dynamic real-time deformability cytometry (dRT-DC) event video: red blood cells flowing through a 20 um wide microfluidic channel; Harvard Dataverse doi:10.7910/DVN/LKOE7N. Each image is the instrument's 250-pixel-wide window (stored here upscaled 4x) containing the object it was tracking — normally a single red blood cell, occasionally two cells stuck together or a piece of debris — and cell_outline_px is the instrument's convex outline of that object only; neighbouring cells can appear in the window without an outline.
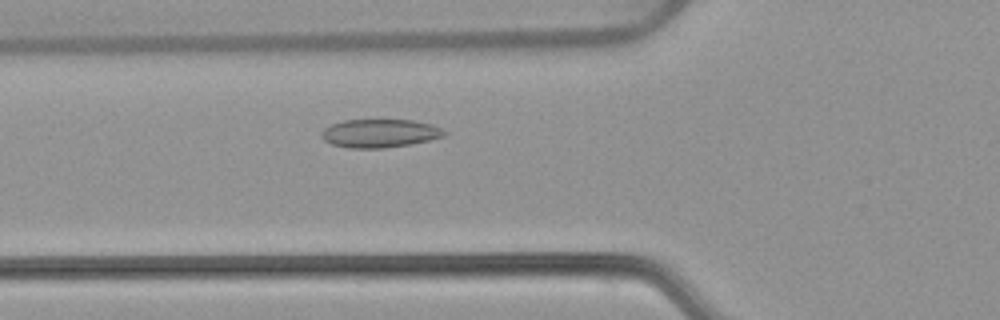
{"species": "common noctule bat (a hibernating species)", "species_latin": "Nyctalus noctula", "temperature_condition": "warm", "stored_images_in_passage": 47, "camera_frame_rate_fps": 3000, "um_per_image_px": 0.085, "animal": {"sex": "female", "body_mass_g": 22.7, "forearm_length_mm": 54.2}, "frame": {"image": 1, "passage_image": 14, "time_ms": 4.333, "image_size_px": [1000, 320], "cell_outline_px": [[448, 132], [444, 136], [428, 140], [408, 144], [384, 148], [348, 148], [332, 144], [324, 140], [320, 136], [320, 132], [324, 128], [332, 124], [344, 120], [412, 120], [432, 124], [444, 128]], "centroid_in_image_um": [32.28, 11.32], "position_along_channel_um": 93.5, "area_um2": 20.35}}
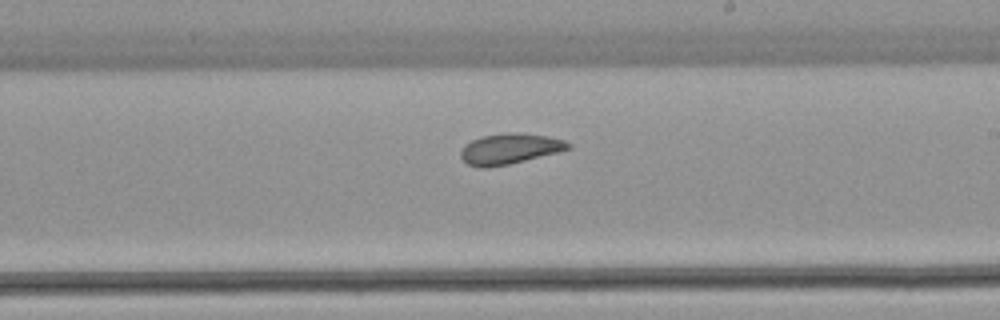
{"frame": {"image": 2, "passage_image": 26, "time_ms": 8.333, "image_size_px": [1000, 320], "cell_outline_px": [[572, 148], [508, 164], [488, 168], [476, 168], [468, 164], [460, 156], [460, 152], [464, 144], [472, 140], [484, 136], [508, 132], [520, 132], [548, 136], [564, 140], [572, 144]], "centroid_in_image_um": [43.3, 12.64], "position_along_channel_um": 245.7, "area_um2": 19.13}}
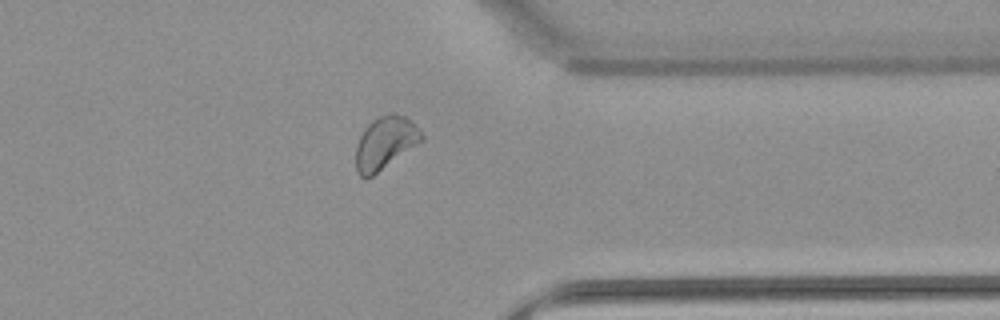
{"frame": {"image": 3, "passage_image": 37, "time_ms": 12.0, "image_size_px": [1000, 320], "cell_outline_px": [[424, 140], [372, 176], [364, 180], [356, 172], [356, 144], [364, 128], [372, 120], [380, 116], [392, 112], [404, 116], [416, 124], [424, 136]], "centroid_in_image_um": [32.73, 12.14], "position_along_channel_um": 378.7, "area_um2": 20.29}, "authors_computed_cell_mechanics": {"area_um2": 20.2878, "velocity_mm_per_s": 3.8055, "shape_relaxation_time_tau1_ms": null, "shape_relaxation_time_tau2_ms": 6.4094, "deformation_change_tau1": null, "deformation_change_tau2": 0.0953}}